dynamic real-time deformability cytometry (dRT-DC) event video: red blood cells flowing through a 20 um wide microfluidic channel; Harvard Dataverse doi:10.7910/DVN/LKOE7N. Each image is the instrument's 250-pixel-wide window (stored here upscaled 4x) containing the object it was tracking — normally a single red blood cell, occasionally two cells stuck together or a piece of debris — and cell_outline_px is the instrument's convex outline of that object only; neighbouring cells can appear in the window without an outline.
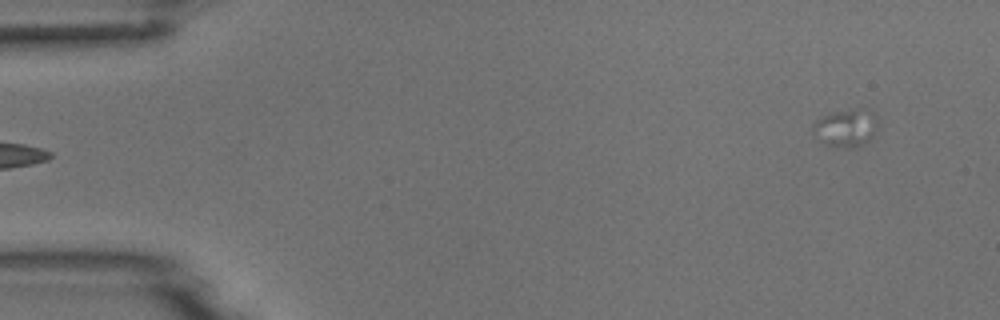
{"species": "common noctule bat (a hibernating species)", "species_latin": "Nyctalus noctula", "temperature_condition": "room temperature", "stored_images_in_passage": 6, "camera_frame_rate_fps": 3000, "um_per_image_px": 0.085, "animal": {"sex": "male", "body_mass_g": 18.8}, "frame": {"image": 1, "passage_image": 6, "time_ms": 5.667, "image_size_px": [1000, 320], "cell_outline_px": [[876, 128], [872, 136], [868, 140], [856, 148], [848, 148], [828, 144], [812, 132], [812, 124], [816, 120], [824, 116], [836, 112], [856, 108], [872, 108], [876, 116]], "centroid_in_image_um": [71.95, 10.83], "position_along_channel_um": 13.1, "area_um2": 14.05}}